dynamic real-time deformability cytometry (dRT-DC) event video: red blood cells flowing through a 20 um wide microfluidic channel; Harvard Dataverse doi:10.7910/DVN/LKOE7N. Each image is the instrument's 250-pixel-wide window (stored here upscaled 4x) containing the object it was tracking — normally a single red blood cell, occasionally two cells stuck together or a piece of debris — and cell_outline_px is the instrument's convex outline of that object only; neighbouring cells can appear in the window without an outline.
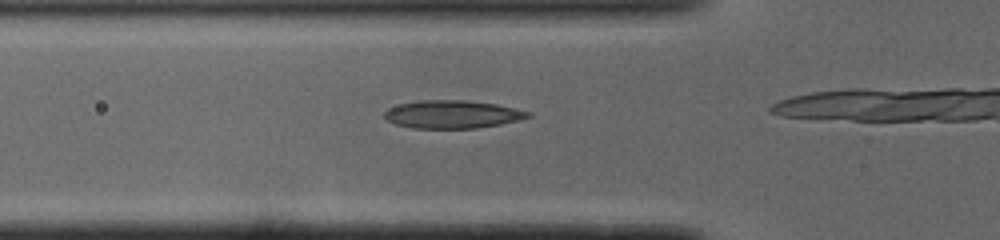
{"species": "common noctule bat (a hibernating species)", "species_latin": "Nyctalus noctula", "temperature_condition": "cold", "stored_images_in_passage": 15, "camera_frame_rate_fps": 3000, "um_per_image_px": 0.085, "animal": {"sex": "male", "body_mass_g": 19.0, "forearm_length_mm": 50.8}, "frame": {"image": 1, "passage_image": 11, "time_ms": 3.333, "image_size_px": [1000, 240], "cell_outline_px": [[532, 116], [500, 124], [476, 128], [412, 128], [396, 124], [388, 120], [384, 116], [384, 112], [388, 108], [400, 104], [420, 100], [464, 100], [496, 104], [532, 112]], "centroid_in_image_um": [38.44, 9.71], "position_along_channel_um": 87.4, "area_um2": 23.24}}